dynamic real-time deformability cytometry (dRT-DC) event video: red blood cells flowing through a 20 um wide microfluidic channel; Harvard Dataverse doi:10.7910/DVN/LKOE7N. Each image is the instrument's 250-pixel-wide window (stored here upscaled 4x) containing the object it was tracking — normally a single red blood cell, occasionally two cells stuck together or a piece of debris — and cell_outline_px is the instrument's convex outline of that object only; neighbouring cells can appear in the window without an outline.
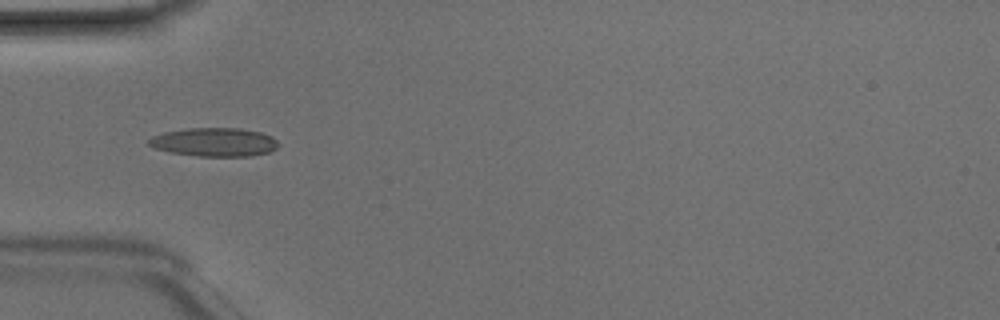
{"species": "Egyptian fruit bat (a non-hibernating species)", "species_latin": "Rousettus aegyptiacus", "temperature_condition": "room temperature", "stored_images_in_passage": 39, "camera_frame_rate_fps": 3000, "um_per_image_px": 0.085, "animal": {"sex": "male"}, "frame": {"image": 1, "passage_image": 6, "time_ms": 1.667, "image_size_px": [1000, 320], "cell_outline_px": [[280, 144], [276, 148], [268, 152], [248, 156], [200, 156], [168, 152], [156, 148], [148, 144], [148, 140], [152, 136], [164, 132], [188, 128], [240, 128], [260, 132], [272, 136]], "centroid_in_image_um": [18.22, 12.07], "position_along_channel_um": 66.8, "area_um2": 21.56}}
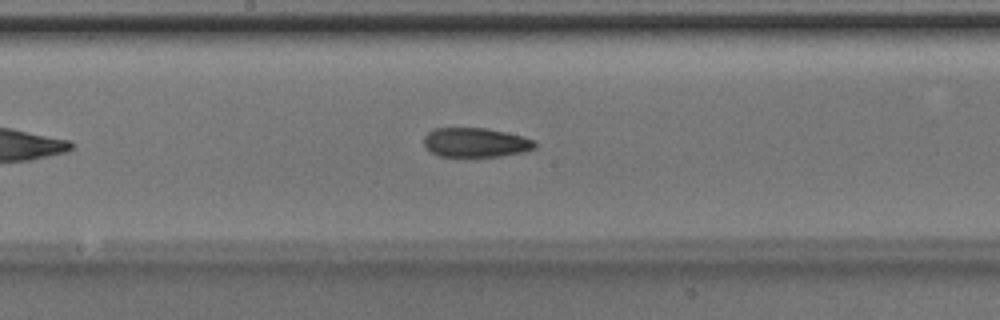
{"frame": {"image": 2, "passage_image": 16, "time_ms": 5.0, "image_size_px": [1000, 320], "cell_outline_px": [[536, 148], [524, 152], [500, 156], [436, 156], [424, 148], [424, 136], [432, 128], [484, 128], [524, 136], [536, 140]], "centroid_in_image_um": [40.41, 12.11], "position_along_channel_um": 207.8, "area_um2": 19.19}}
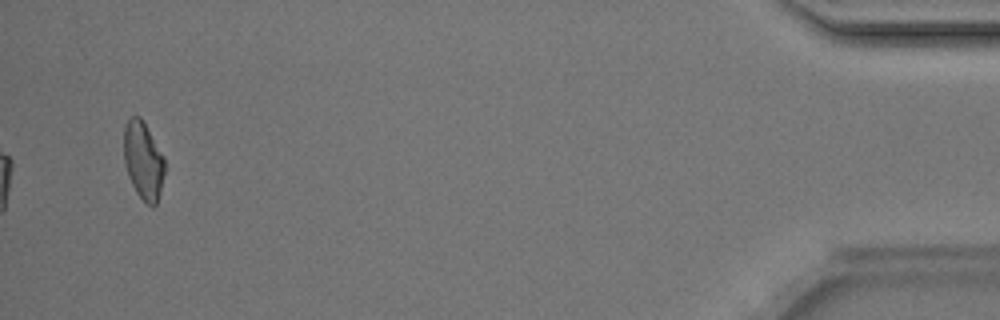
{"frame": {"image": 3, "passage_image": 37, "time_ms": 12.0, "image_size_px": [1000, 320], "cell_outline_px": [[164, 172], [160, 192], [156, 204], [152, 208], [136, 192], [128, 176], [124, 160], [124, 128], [128, 116], [140, 116], [164, 156]], "centroid_in_image_um": [12.17, 13.62], "position_along_channel_um": 423.0, "area_um2": 18.38}, "authors_computed_cell_mechanics": {"area_um2": 19.2474, "velocity_mm_per_s": 4.2412, "shape_relaxation_time_tau1_ms": null, "shape_relaxation_time_tau2_ms": 4.8898, "deformation_change_tau1": null, "deformation_change_tau2": 0.1434}}